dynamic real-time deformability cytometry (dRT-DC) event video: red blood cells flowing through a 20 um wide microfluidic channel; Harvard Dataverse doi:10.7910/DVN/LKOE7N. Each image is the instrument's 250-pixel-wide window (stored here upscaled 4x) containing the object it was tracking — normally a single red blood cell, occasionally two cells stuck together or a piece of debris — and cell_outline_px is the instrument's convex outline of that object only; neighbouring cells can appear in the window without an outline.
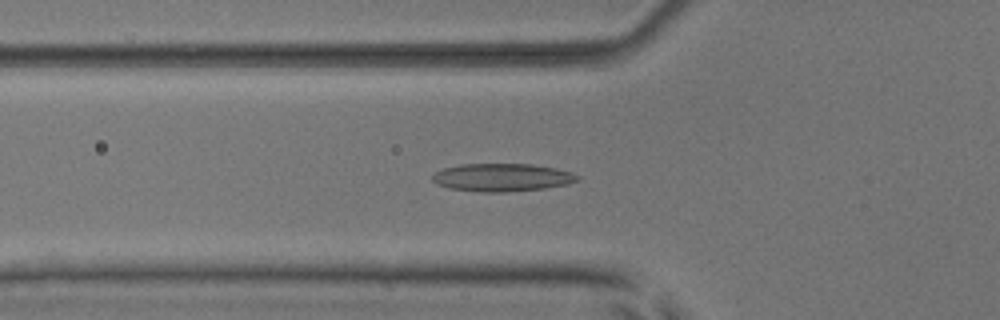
{"species": "common noctule bat (a hibernating species)", "species_latin": "Nyctalus noctula", "temperature_condition": "room temperature", "stored_images_in_passage": 42, "camera_frame_rate_fps": 3000, "um_per_image_px": 0.085, "animal": {"sex": "male", "body_mass_g": 17.9, "forearm_length_mm": 54.2}, "frame": {"image": 1, "passage_image": 8, "time_ms": 2.333, "image_size_px": [1000, 320], "cell_outline_px": [[580, 180], [568, 184], [544, 188], [504, 192], [480, 192], [448, 188], [436, 184], [432, 180], [432, 176], [436, 172], [444, 168], [460, 164], [532, 164], [556, 168], [572, 172], [580, 176]], "centroid_in_image_um": [42.69, 15.08], "position_along_channel_um": 83.1, "area_um2": 23.7}}
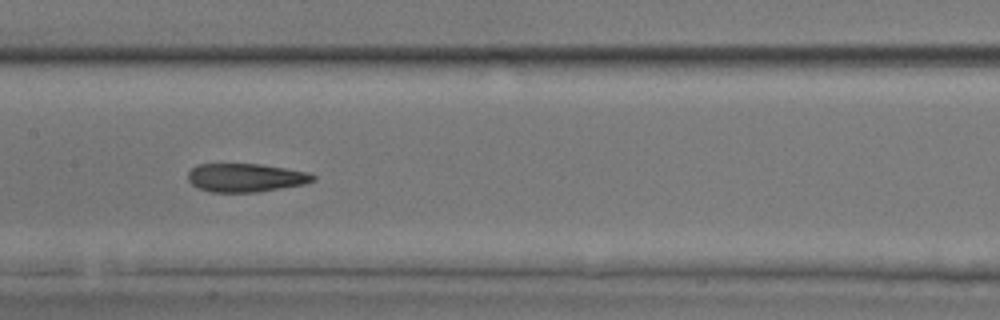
{"frame": {"image": 2, "passage_image": 16, "time_ms": 5.0, "image_size_px": [1000, 320], "cell_outline_px": [[316, 180], [304, 184], [256, 192], [212, 192], [196, 188], [188, 180], [188, 172], [196, 164], [260, 164], [308, 172], [316, 176]], "centroid_in_image_um": [20.86, 15.1], "position_along_channel_um": 186.5, "area_um2": 20.75}}
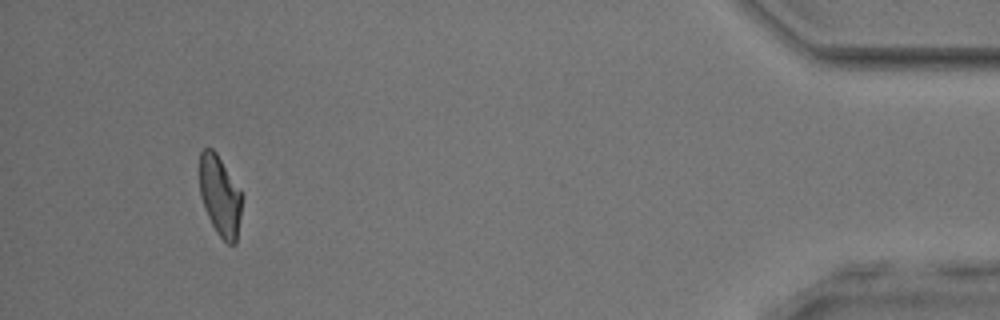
{"frame": {"image": 3, "passage_image": 39, "time_ms": 12.667, "image_size_px": [1000, 320], "cell_outline_px": [[240, 216], [236, 244], [228, 244], [216, 232], [204, 208], [200, 196], [200, 152], [204, 148], [212, 148], [216, 152], [240, 192]], "centroid_in_image_um": [18.66, 16.66], "position_along_channel_um": 416.5, "area_um2": 19.25}, "authors_computed_cell_mechanics": {"area_um2": 21.1837, "velocity_mm_per_s": 3.8672, "shape_relaxation_time_tau1_ms": 8.2072, "shape_relaxation_time_tau2_ms": 2.3369, "deformation_change_tau1": 0.1821, "deformation_change_tau2": 0.1055}}